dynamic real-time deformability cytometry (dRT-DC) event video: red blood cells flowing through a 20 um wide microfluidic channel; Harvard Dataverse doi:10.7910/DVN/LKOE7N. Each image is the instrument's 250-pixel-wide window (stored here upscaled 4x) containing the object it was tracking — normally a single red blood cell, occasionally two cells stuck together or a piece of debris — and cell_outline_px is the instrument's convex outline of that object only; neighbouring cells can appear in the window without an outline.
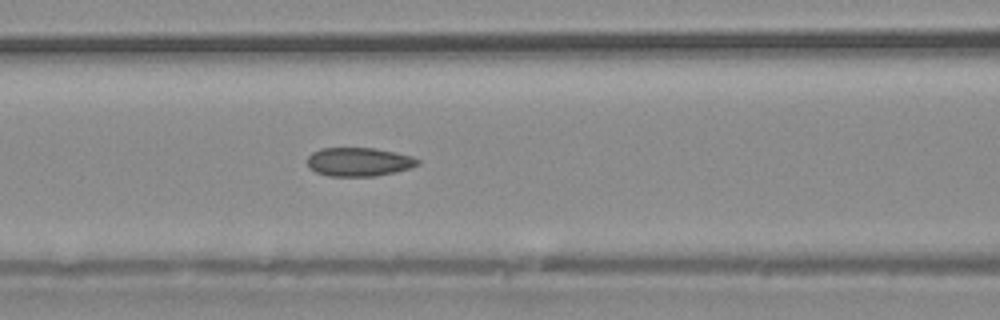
{"species": "common noctule bat (a hibernating species)", "species_latin": "Nyctalus noctula", "temperature_condition": "warm", "stored_images_in_passage": 34, "camera_frame_rate_fps": 3000, "um_per_image_px": 0.085, "animal": {"sex": "male", "body_mass_g": 20.4}, "frame": {"image": 1, "passage_image": 12, "time_ms": 3.667, "image_size_px": [1000, 320], "cell_outline_px": [[420, 164], [408, 168], [392, 172], [372, 176], [328, 176], [316, 172], [308, 164], [308, 156], [312, 152], [320, 148], [376, 148], [396, 152], [412, 156], [420, 160]], "centroid_in_image_um": [30.5, 13.74], "position_along_channel_um": 136.1, "area_um2": 18.32}}
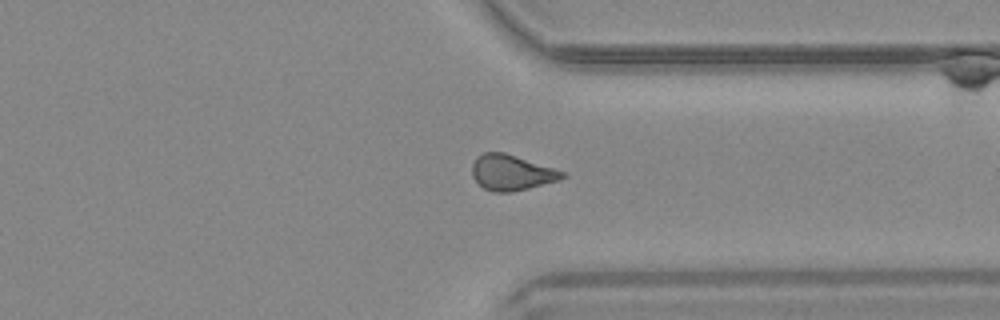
{"frame": {"image": 2, "passage_image": 25, "time_ms": 8.0, "image_size_px": [1000, 320], "cell_outline_px": [[568, 176], [560, 180], [512, 192], [492, 192], [484, 188], [472, 176], [472, 164], [476, 156], [484, 152], [504, 152], [568, 172]], "centroid_in_image_um": [43.52, 14.66], "position_along_channel_um": 367.9, "area_um2": 18.9}}
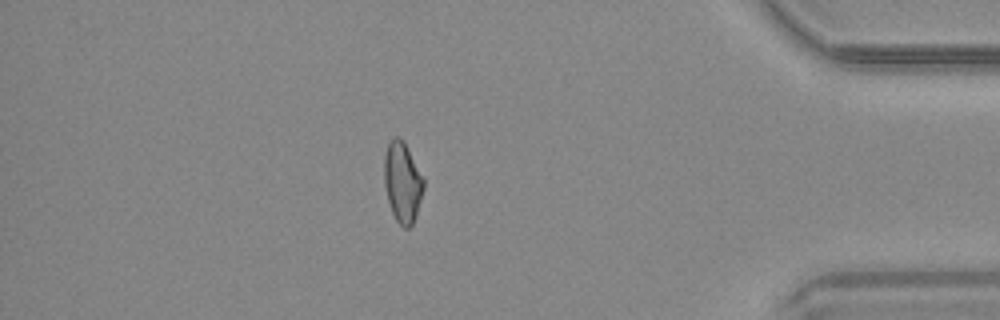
{"frame": {"image": 3, "passage_image": 29, "time_ms": 9.333, "image_size_px": [1000, 320], "cell_outline_px": [[424, 188], [416, 216], [412, 224], [408, 228], [404, 228], [396, 220], [392, 212], [388, 200], [384, 184], [384, 156], [388, 144], [396, 136], [400, 136], [404, 140], [424, 176]], "centroid_in_image_um": [34.23, 15.46], "position_along_channel_um": 401.0, "area_um2": 18.67}}